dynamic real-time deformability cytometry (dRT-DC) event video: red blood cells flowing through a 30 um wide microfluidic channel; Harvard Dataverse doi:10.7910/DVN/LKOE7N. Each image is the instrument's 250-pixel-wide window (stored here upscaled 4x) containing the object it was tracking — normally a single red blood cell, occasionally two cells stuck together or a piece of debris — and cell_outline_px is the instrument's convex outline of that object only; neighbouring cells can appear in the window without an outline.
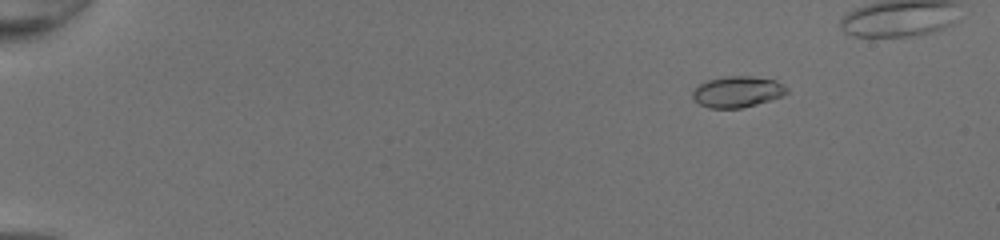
{"species": "common noctule bat (a hibernating species)", "species_latin": "Nyctalus noctula", "temperature_condition": "room temperature", "stored_images_in_passage": 49, "camera_frame_rate_fps": 3000, "um_per_image_px": 0.085, "animal": {"sex": "female", "body_mass_g": 20.0, "forearm_length_mm": 54.0}, "frame": {"image": 1, "passage_image": 9, "time_ms": 2.667, "image_size_px": [1000, 240], "cell_outline_px": [[788, 92], [784, 96], [756, 104], [740, 108], [708, 108], [700, 104], [692, 96], [692, 92], [700, 84], [708, 80], [724, 76], [752, 76], [776, 80], [784, 84], [788, 88]], "centroid_in_image_um": [62.72, 7.79], "position_along_channel_um": 22.3, "area_um2": 17.11}}
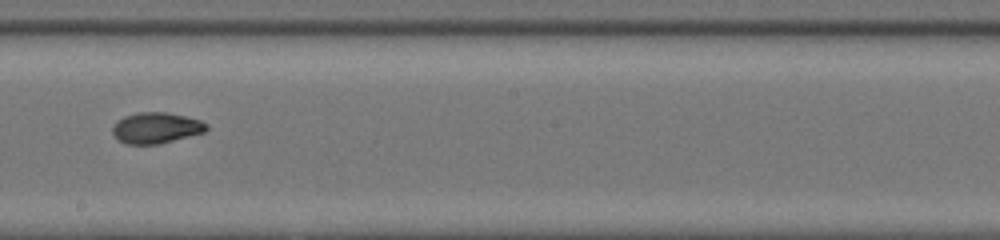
{"frame": {"image": 2, "passage_image": 33, "time_ms": 10.667, "image_size_px": [1000, 240], "cell_outline_px": [[208, 128], [204, 132], [156, 144], [124, 144], [116, 140], [112, 132], [112, 128], [116, 120], [124, 116], [136, 112], [164, 112], [184, 116], [200, 120], [208, 124]], "centroid_in_image_um": [13.2, 10.86], "position_along_channel_um": 235.0, "area_um2": 16.94}}
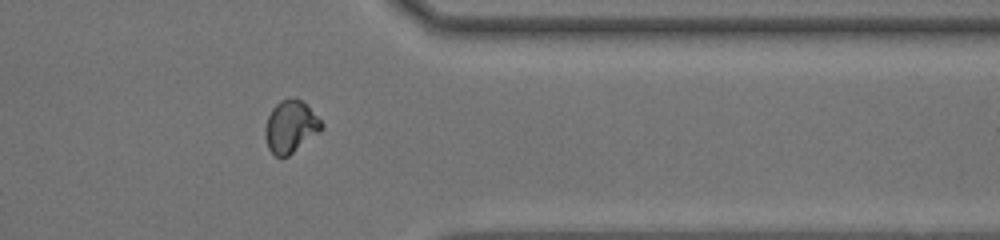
{"frame": {"image": 3, "passage_image": 44, "time_ms": 14.333, "image_size_px": [1000, 240], "cell_outline_px": [[324, 128], [320, 132], [288, 156], [276, 156], [268, 148], [264, 136], [264, 128], [268, 116], [272, 108], [280, 100], [292, 96], [296, 96], [324, 124]], "centroid_in_image_um": [24.68, 10.75], "position_along_channel_um": 386.7, "area_um2": 17.17}}